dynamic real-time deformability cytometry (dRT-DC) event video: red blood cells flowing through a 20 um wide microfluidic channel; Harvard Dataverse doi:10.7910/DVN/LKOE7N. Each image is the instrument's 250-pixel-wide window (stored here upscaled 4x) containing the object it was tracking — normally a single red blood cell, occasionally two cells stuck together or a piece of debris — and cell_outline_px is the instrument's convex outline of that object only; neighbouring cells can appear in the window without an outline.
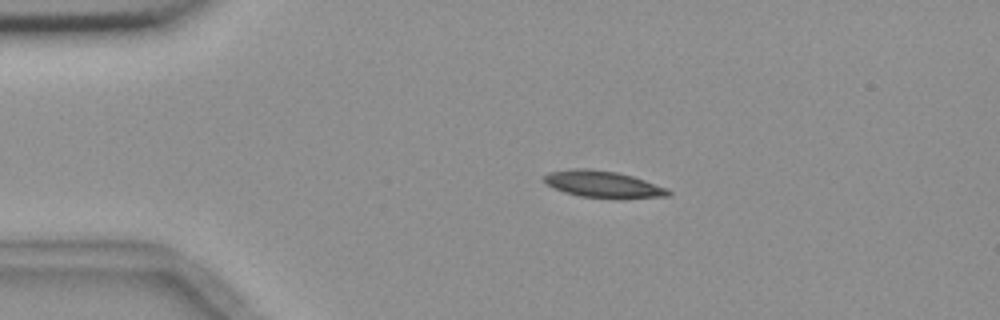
{"species": "common noctule bat (a hibernating species)", "species_latin": "Nyctalus noctula", "temperature_condition": "room temperature", "stored_images_in_passage": 4, "camera_frame_rate_fps": 3000, "um_per_image_px": 0.085, "animal": {"sex": "female", "body_mass_g": 18.4}, "frame": {"image": 1, "passage_image": 3, "time_ms": 2.333, "image_size_px": [1000, 320], "cell_outline_px": [[672, 192], [668, 196], [580, 196], [564, 192], [544, 184], [544, 176], [552, 172], [572, 168], [580, 168], [616, 172], [632, 176], [668, 188]], "centroid_in_image_um": [51.19, 15.62], "position_along_channel_um": 33.8, "area_um2": 18.32}}